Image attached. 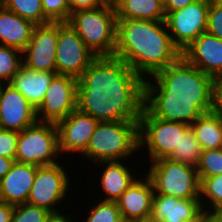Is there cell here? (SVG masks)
I'll return each instance as SVG.
<instances>
[{
    "instance_id": "6da1fadb",
    "label": "cell",
    "mask_w": 222,
    "mask_h": 222,
    "mask_svg": "<svg viewBox=\"0 0 222 222\" xmlns=\"http://www.w3.org/2000/svg\"><path fill=\"white\" fill-rule=\"evenodd\" d=\"M144 79L124 60L96 57L78 78L77 109L99 122L139 120Z\"/></svg>"
},
{
    "instance_id": "7a4b0ae2",
    "label": "cell",
    "mask_w": 222,
    "mask_h": 222,
    "mask_svg": "<svg viewBox=\"0 0 222 222\" xmlns=\"http://www.w3.org/2000/svg\"><path fill=\"white\" fill-rule=\"evenodd\" d=\"M150 78L154 83L144 80V107L154 117L191 125L214 110L215 80L182 56Z\"/></svg>"
},
{
    "instance_id": "3957f363",
    "label": "cell",
    "mask_w": 222,
    "mask_h": 222,
    "mask_svg": "<svg viewBox=\"0 0 222 222\" xmlns=\"http://www.w3.org/2000/svg\"><path fill=\"white\" fill-rule=\"evenodd\" d=\"M114 57L124 60L145 80L176 62L181 51L165 21L117 20Z\"/></svg>"
},
{
    "instance_id": "277c9868",
    "label": "cell",
    "mask_w": 222,
    "mask_h": 222,
    "mask_svg": "<svg viewBox=\"0 0 222 222\" xmlns=\"http://www.w3.org/2000/svg\"><path fill=\"white\" fill-rule=\"evenodd\" d=\"M139 151L138 120L99 122L86 151L82 154L93 163L127 160Z\"/></svg>"
},
{
    "instance_id": "5b68a950",
    "label": "cell",
    "mask_w": 222,
    "mask_h": 222,
    "mask_svg": "<svg viewBox=\"0 0 222 222\" xmlns=\"http://www.w3.org/2000/svg\"><path fill=\"white\" fill-rule=\"evenodd\" d=\"M67 24L97 57L114 56L117 17L112 2H105L94 9L73 12Z\"/></svg>"
},
{
    "instance_id": "8992f818",
    "label": "cell",
    "mask_w": 222,
    "mask_h": 222,
    "mask_svg": "<svg viewBox=\"0 0 222 222\" xmlns=\"http://www.w3.org/2000/svg\"><path fill=\"white\" fill-rule=\"evenodd\" d=\"M147 174L154 194L180 199L200 198V181L196 167L192 165L161 158L151 162Z\"/></svg>"
},
{
    "instance_id": "52a82bcc",
    "label": "cell",
    "mask_w": 222,
    "mask_h": 222,
    "mask_svg": "<svg viewBox=\"0 0 222 222\" xmlns=\"http://www.w3.org/2000/svg\"><path fill=\"white\" fill-rule=\"evenodd\" d=\"M59 154L56 124L37 121L34 125L19 132L15 155L16 162L38 167L53 165L58 163L56 159Z\"/></svg>"
},
{
    "instance_id": "ba28073f",
    "label": "cell",
    "mask_w": 222,
    "mask_h": 222,
    "mask_svg": "<svg viewBox=\"0 0 222 222\" xmlns=\"http://www.w3.org/2000/svg\"><path fill=\"white\" fill-rule=\"evenodd\" d=\"M139 149L146 147L150 162L167 158L178 147L181 136L190 126L184 122L161 120L143 107L139 117Z\"/></svg>"
},
{
    "instance_id": "9c48e42d",
    "label": "cell",
    "mask_w": 222,
    "mask_h": 222,
    "mask_svg": "<svg viewBox=\"0 0 222 222\" xmlns=\"http://www.w3.org/2000/svg\"><path fill=\"white\" fill-rule=\"evenodd\" d=\"M97 56L67 23L58 22L56 72L79 78Z\"/></svg>"
},
{
    "instance_id": "30bf717a",
    "label": "cell",
    "mask_w": 222,
    "mask_h": 222,
    "mask_svg": "<svg viewBox=\"0 0 222 222\" xmlns=\"http://www.w3.org/2000/svg\"><path fill=\"white\" fill-rule=\"evenodd\" d=\"M209 6L205 0H197L166 16L170 37L181 52L207 31Z\"/></svg>"
},
{
    "instance_id": "8fae6325",
    "label": "cell",
    "mask_w": 222,
    "mask_h": 222,
    "mask_svg": "<svg viewBox=\"0 0 222 222\" xmlns=\"http://www.w3.org/2000/svg\"><path fill=\"white\" fill-rule=\"evenodd\" d=\"M78 79L69 75H56L36 109L37 120L57 124L77 107Z\"/></svg>"
},
{
    "instance_id": "7c38bea8",
    "label": "cell",
    "mask_w": 222,
    "mask_h": 222,
    "mask_svg": "<svg viewBox=\"0 0 222 222\" xmlns=\"http://www.w3.org/2000/svg\"><path fill=\"white\" fill-rule=\"evenodd\" d=\"M64 168L59 163L37 167L27 203L43 207L50 212L60 210L56 206L67 197L71 185Z\"/></svg>"
},
{
    "instance_id": "4fadbf2b",
    "label": "cell",
    "mask_w": 222,
    "mask_h": 222,
    "mask_svg": "<svg viewBox=\"0 0 222 222\" xmlns=\"http://www.w3.org/2000/svg\"><path fill=\"white\" fill-rule=\"evenodd\" d=\"M57 42L58 22L36 25L22 51L23 65L31 70L56 72Z\"/></svg>"
},
{
    "instance_id": "5bb4252c",
    "label": "cell",
    "mask_w": 222,
    "mask_h": 222,
    "mask_svg": "<svg viewBox=\"0 0 222 222\" xmlns=\"http://www.w3.org/2000/svg\"><path fill=\"white\" fill-rule=\"evenodd\" d=\"M98 123L99 121L90 114L77 108L65 119L59 121L56 126L60 155L77 152L82 156Z\"/></svg>"
},
{
    "instance_id": "9a60e30c",
    "label": "cell",
    "mask_w": 222,
    "mask_h": 222,
    "mask_svg": "<svg viewBox=\"0 0 222 222\" xmlns=\"http://www.w3.org/2000/svg\"><path fill=\"white\" fill-rule=\"evenodd\" d=\"M36 109L11 84L0 94V125L3 129L21 132L37 122Z\"/></svg>"
},
{
    "instance_id": "2e32d148",
    "label": "cell",
    "mask_w": 222,
    "mask_h": 222,
    "mask_svg": "<svg viewBox=\"0 0 222 222\" xmlns=\"http://www.w3.org/2000/svg\"><path fill=\"white\" fill-rule=\"evenodd\" d=\"M181 56L214 80L222 77V40L207 31L181 52Z\"/></svg>"
},
{
    "instance_id": "e0dca14e",
    "label": "cell",
    "mask_w": 222,
    "mask_h": 222,
    "mask_svg": "<svg viewBox=\"0 0 222 222\" xmlns=\"http://www.w3.org/2000/svg\"><path fill=\"white\" fill-rule=\"evenodd\" d=\"M154 187L150 178H136L117 200L124 222H138L150 219Z\"/></svg>"
},
{
    "instance_id": "ac0fdd59",
    "label": "cell",
    "mask_w": 222,
    "mask_h": 222,
    "mask_svg": "<svg viewBox=\"0 0 222 222\" xmlns=\"http://www.w3.org/2000/svg\"><path fill=\"white\" fill-rule=\"evenodd\" d=\"M37 167L15 161L0 180L1 201L14 206L26 203L36 177Z\"/></svg>"
},
{
    "instance_id": "d6986e66",
    "label": "cell",
    "mask_w": 222,
    "mask_h": 222,
    "mask_svg": "<svg viewBox=\"0 0 222 222\" xmlns=\"http://www.w3.org/2000/svg\"><path fill=\"white\" fill-rule=\"evenodd\" d=\"M203 210L199 198L180 199L154 194L150 219L156 222L192 220Z\"/></svg>"
},
{
    "instance_id": "ffe728a7",
    "label": "cell",
    "mask_w": 222,
    "mask_h": 222,
    "mask_svg": "<svg viewBox=\"0 0 222 222\" xmlns=\"http://www.w3.org/2000/svg\"><path fill=\"white\" fill-rule=\"evenodd\" d=\"M56 75L57 72L31 70L22 65L9 84L37 109L42 104L47 88Z\"/></svg>"
},
{
    "instance_id": "44dd1931",
    "label": "cell",
    "mask_w": 222,
    "mask_h": 222,
    "mask_svg": "<svg viewBox=\"0 0 222 222\" xmlns=\"http://www.w3.org/2000/svg\"><path fill=\"white\" fill-rule=\"evenodd\" d=\"M36 25L0 4V44L23 51Z\"/></svg>"
},
{
    "instance_id": "7402d4cb",
    "label": "cell",
    "mask_w": 222,
    "mask_h": 222,
    "mask_svg": "<svg viewBox=\"0 0 222 222\" xmlns=\"http://www.w3.org/2000/svg\"><path fill=\"white\" fill-rule=\"evenodd\" d=\"M96 164L105 167L99 180L103 192L107 195L103 201H117L136 179L132 170L130 171V168H127L128 166L123 164L122 160L103 161Z\"/></svg>"
},
{
    "instance_id": "603a6c76",
    "label": "cell",
    "mask_w": 222,
    "mask_h": 222,
    "mask_svg": "<svg viewBox=\"0 0 222 222\" xmlns=\"http://www.w3.org/2000/svg\"><path fill=\"white\" fill-rule=\"evenodd\" d=\"M117 20L165 21L163 4L159 0H116L114 3Z\"/></svg>"
},
{
    "instance_id": "cb8c5ba5",
    "label": "cell",
    "mask_w": 222,
    "mask_h": 222,
    "mask_svg": "<svg viewBox=\"0 0 222 222\" xmlns=\"http://www.w3.org/2000/svg\"><path fill=\"white\" fill-rule=\"evenodd\" d=\"M190 127L203 150L222 148V115L216 111L202 114Z\"/></svg>"
},
{
    "instance_id": "d4e9b609",
    "label": "cell",
    "mask_w": 222,
    "mask_h": 222,
    "mask_svg": "<svg viewBox=\"0 0 222 222\" xmlns=\"http://www.w3.org/2000/svg\"><path fill=\"white\" fill-rule=\"evenodd\" d=\"M202 151L203 149L196 139L194 131L189 126L181 136L178 147H175L167 158L196 167Z\"/></svg>"
},
{
    "instance_id": "484cf974",
    "label": "cell",
    "mask_w": 222,
    "mask_h": 222,
    "mask_svg": "<svg viewBox=\"0 0 222 222\" xmlns=\"http://www.w3.org/2000/svg\"><path fill=\"white\" fill-rule=\"evenodd\" d=\"M6 9L15 12L23 19L35 25H43L51 21L44 15L41 0H3L1 3Z\"/></svg>"
},
{
    "instance_id": "4316f807",
    "label": "cell",
    "mask_w": 222,
    "mask_h": 222,
    "mask_svg": "<svg viewBox=\"0 0 222 222\" xmlns=\"http://www.w3.org/2000/svg\"><path fill=\"white\" fill-rule=\"evenodd\" d=\"M199 199H200L202 208H204V210L208 212L222 210V174L217 175V176L203 178L200 181V198ZM204 201L207 203H205ZM205 204H208V205L210 204V205L208 206ZM205 208H211V209L209 210Z\"/></svg>"
},
{
    "instance_id": "83f0119b",
    "label": "cell",
    "mask_w": 222,
    "mask_h": 222,
    "mask_svg": "<svg viewBox=\"0 0 222 222\" xmlns=\"http://www.w3.org/2000/svg\"><path fill=\"white\" fill-rule=\"evenodd\" d=\"M22 51L0 44V79L9 83L23 65Z\"/></svg>"
},
{
    "instance_id": "f1b7e54d",
    "label": "cell",
    "mask_w": 222,
    "mask_h": 222,
    "mask_svg": "<svg viewBox=\"0 0 222 222\" xmlns=\"http://www.w3.org/2000/svg\"><path fill=\"white\" fill-rule=\"evenodd\" d=\"M199 181L222 174V148L203 150L196 166Z\"/></svg>"
},
{
    "instance_id": "f546056e",
    "label": "cell",
    "mask_w": 222,
    "mask_h": 222,
    "mask_svg": "<svg viewBox=\"0 0 222 222\" xmlns=\"http://www.w3.org/2000/svg\"><path fill=\"white\" fill-rule=\"evenodd\" d=\"M87 212L85 222H124L117 201H97Z\"/></svg>"
},
{
    "instance_id": "4dcf8cb0",
    "label": "cell",
    "mask_w": 222,
    "mask_h": 222,
    "mask_svg": "<svg viewBox=\"0 0 222 222\" xmlns=\"http://www.w3.org/2000/svg\"><path fill=\"white\" fill-rule=\"evenodd\" d=\"M50 211L29 203L14 206L11 222H46Z\"/></svg>"
},
{
    "instance_id": "1f68e13d",
    "label": "cell",
    "mask_w": 222,
    "mask_h": 222,
    "mask_svg": "<svg viewBox=\"0 0 222 222\" xmlns=\"http://www.w3.org/2000/svg\"><path fill=\"white\" fill-rule=\"evenodd\" d=\"M41 2L44 15L51 22H68L71 12L67 0H41Z\"/></svg>"
},
{
    "instance_id": "d6a6232c",
    "label": "cell",
    "mask_w": 222,
    "mask_h": 222,
    "mask_svg": "<svg viewBox=\"0 0 222 222\" xmlns=\"http://www.w3.org/2000/svg\"><path fill=\"white\" fill-rule=\"evenodd\" d=\"M19 132L2 129L0 132V156L15 159Z\"/></svg>"
},
{
    "instance_id": "836d02e7",
    "label": "cell",
    "mask_w": 222,
    "mask_h": 222,
    "mask_svg": "<svg viewBox=\"0 0 222 222\" xmlns=\"http://www.w3.org/2000/svg\"><path fill=\"white\" fill-rule=\"evenodd\" d=\"M207 32L222 40V5L211 4L208 11Z\"/></svg>"
},
{
    "instance_id": "e575fe53",
    "label": "cell",
    "mask_w": 222,
    "mask_h": 222,
    "mask_svg": "<svg viewBox=\"0 0 222 222\" xmlns=\"http://www.w3.org/2000/svg\"><path fill=\"white\" fill-rule=\"evenodd\" d=\"M67 1L71 13L80 10L94 9L103 5L106 2L105 0H67Z\"/></svg>"
},
{
    "instance_id": "d590c367",
    "label": "cell",
    "mask_w": 222,
    "mask_h": 222,
    "mask_svg": "<svg viewBox=\"0 0 222 222\" xmlns=\"http://www.w3.org/2000/svg\"><path fill=\"white\" fill-rule=\"evenodd\" d=\"M197 0H166L163 4L165 15L167 16L170 12L185 8L187 5L194 3Z\"/></svg>"
},
{
    "instance_id": "8d00e7d4",
    "label": "cell",
    "mask_w": 222,
    "mask_h": 222,
    "mask_svg": "<svg viewBox=\"0 0 222 222\" xmlns=\"http://www.w3.org/2000/svg\"><path fill=\"white\" fill-rule=\"evenodd\" d=\"M214 111L222 115V77L214 83Z\"/></svg>"
},
{
    "instance_id": "74e56055",
    "label": "cell",
    "mask_w": 222,
    "mask_h": 222,
    "mask_svg": "<svg viewBox=\"0 0 222 222\" xmlns=\"http://www.w3.org/2000/svg\"><path fill=\"white\" fill-rule=\"evenodd\" d=\"M14 205L0 201V222H11Z\"/></svg>"
},
{
    "instance_id": "f35d334b",
    "label": "cell",
    "mask_w": 222,
    "mask_h": 222,
    "mask_svg": "<svg viewBox=\"0 0 222 222\" xmlns=\"http://www.w3.org/2000/svg\"><path fill=\"white\" fill-rule=\"evenodd\" d=\"M71 216L68 214H66V216H64L61 212L56 211V212H50L46 222H74V218L70 219ZM76 222V221H75Z\"/></svg>"
},
{
    "instance_id": "ab89813d",
    "label": "cell",
    "mask_w": 222,
    "mask_h": 222,
    "mask_svg": "<svg viewBox=\"0 0 222 222\" xmlns=\"http://www.w3.org/2000/svg\"><path fill=\"white\" fill-rule=\"evenodd\" d=\"M14 162H15V159L0 156V180L11 169Z\"/></svg>"
},
{
    "instance_id": "60d3db41",
    "label": "cell",
    "mask_w": 222,
    "mask_h": 222,
    "mask_svg": "<svg viewBox=\"0 0 222 222\" xmlns=\"http://www.w3.org/2000/svg\"><path fill=\"white\" fill-rule=\"evenodd\" d=\"M203 222H219L210 212L203 209Z\"/></svg>"
},
{
    "instance_id": "b9f144b4",
    "label": "cell",
    "mask_w": 222,
    "mask_h": 222,
    "mask_svg": "<svg viewBox=\"0 0 222 222\" xmlns=\"http://www.w3.org/2000/svg\"><path fill=\"white\" fill-rule=\"evenodd\" d=\"M184 222H203V210L192 220H187Z\"/></svg>"
},
{
    "instance_id": "7bdbcfd3",
    "label": "cell",
    "mask_w": 222,
    "mask_h": 222,
    "mask_svg": "<svg viewBox=\"0 0 222 222\" xmlns=\"http://www.w3.org/2000/svg\"><path fill=\"white\" fill-rule=\"evenodd\" d=\"M219 222H222V210L210 212Z\"/></svg>"
},
{
    "instance_id": "ee69618b",
    "label": "cell",
    "mask_w": 222,
    "mask_h": 222,
    "mask_svg": "<svg viewBox=\"0 0 222 222\" xmlns=\"http://www.w3.org/2000/svg\"><path fill=\"white\" fill-rule=\"evenodd\" d=\"M208 2L210 5L211 4H221L222 5V0H205Z\"/></svg>"
},
{
    "instance_id": "f6af8a7d",
    "label": "cell",
    "mask_w": 222,
    "mask_h": 222,
    "mask_svg": "<svg viewBox=\"0 0 222 222\" xmlns=\"http://www.w3.org/2000/svg\"><path fill=\"white\" fill-rule=\"evenodd\" d=\"M5 84L6 83L0 79V94H1L2 88L4 87Z\"/></svg>"
},
{
    "instance_id": "bcb514c9",
    "label": "cell",
    "mask_w": 222,
    "mask_h": 222,
    "mask_svg": "<svg viewBox=\"0 0 222 222\" xmlns=\"http://www.w3.org/2000/svg\"><path fill=\"white\" fill-rule=\"evenodd\" d=\"M138 222H156V221H153L152 219H147V220H142V221H138Z\"/></svg>"
},
{
    "instance_id": "7dc6e473",
    "label": "cell",
    "mask_w": 222,
    "mask_h": 222,
    "mask_svg": "<svg viewBox=\"0 0 222 222\" xmlns=\"http://www.w3.org/2000/svg\"><path fill=\"white\" fill-rule=\"evenodd\" d=\"M105 1L114 3L116 0H105Z\"/></svg>"
},
{
    "instance_id": "c3c4849f",
    "label": "cell",
    "mask_w": 222,
    "mask_h": 222,
    "mask_svg": "<svg viewBox=\"0 0 222 222\" xmlns=\"http://www.w3.org/2000/svg\"><path fill=\"white\" fill-rule=\"evenodd\" d=\"M162 4H164L166 2V0H159Z\"/></svg>"
}]
</instances>
